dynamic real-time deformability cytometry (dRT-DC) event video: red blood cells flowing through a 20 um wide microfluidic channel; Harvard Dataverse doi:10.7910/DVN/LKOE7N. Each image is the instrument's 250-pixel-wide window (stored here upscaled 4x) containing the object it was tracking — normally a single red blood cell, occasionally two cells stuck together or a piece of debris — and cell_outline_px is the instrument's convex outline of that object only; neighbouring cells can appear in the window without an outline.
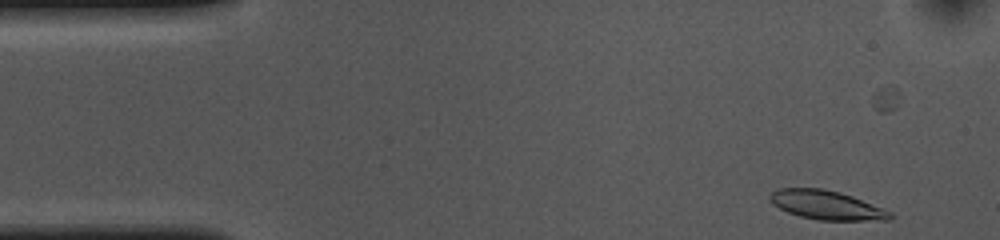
{"species": "common noctule bat (a hibernating species)", "species_latin": "Nyctalus noctula", "temperature_condition": "cold", "stored_images_in_passage": 44, "camera_frame_rate_fps": 3000, "um_per_image_px": 0.085, "animal": {"sex": "female", "body_mass_g": 10.0, "forearm_length_mm": 53.1}, "frame": {"image": 1, "passage_image": 2, "time_ms": 0.333, "image_size_px": [1000, 240], "cell_outline_px": [[892, 220], [820, 220], [800, 216], [788, 212], [772, 204], [768, 196], [772, 192], [780, 188], [820, 188], [840, 192], [852, 196], [884, 208], [892, 212]], "centroid_in_image_um": [70.27, 17.43], "position_along_channel_um": 14.7, "area_um2": 20.29}}
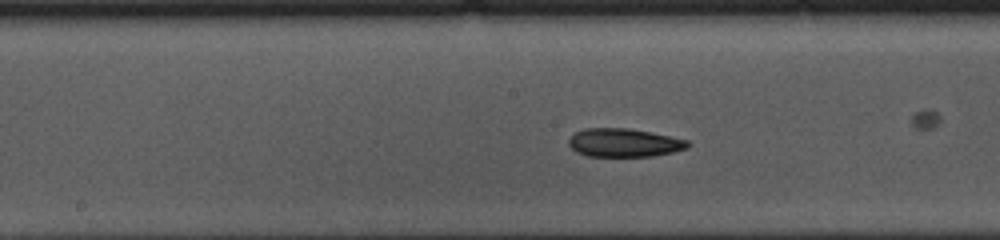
{"frame": {"image": 2, "passage_image": 24, "time_ms": 7.667, "image_size_px": [1000, 240], "cell_outline_px": [[692, 144], [688, 148], [672, 152], [652, 156], [588, 156], [576, 152], [568, 144], [568, 140], [576, 132], [584, 128], [628, 128], [672, 136], [688, 140]], "centroid_in_image_um": [53.07, 12.13], "position_along_channel_um": 195.1, "area_um2": 19.77}}
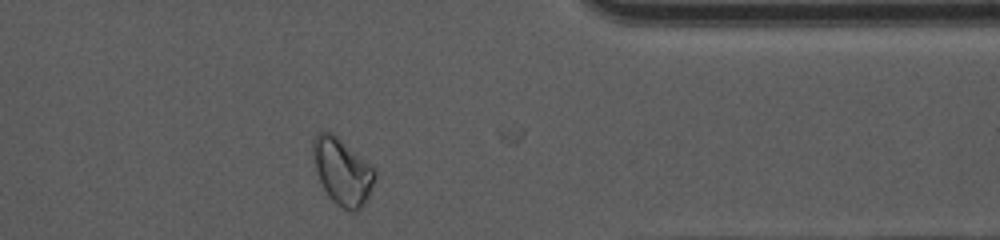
{"frame": {"image": 3, "passage_image": 41, "time_ms": 13.333, "image_size_px": [1000, 240], "cell_outline_px": [[376, 176], [368, 196], [364, 204], [356, 212], [348, 212], [336, 204], [328, 196], [320, 180], [312, 156], [312, 140], [320, 132], [332, 132], [368, 164], [376, 172]], "centroid_in_image_um": [29.07, 14.61], "position_along_channel_um": 382.3, "area_um2": 23.47}, "authors_computed_cell_mechanics": {"area_um2": 20.2878, "velocity_mm_per_s": 3.6071, "shape_relaxation_time_tau1_ms": 5.3277, "shape_relaxation_time_tau2_ms": 2.2727, "deformation_change_tau1": 0.106, "deformation_change_tau2": 0.0768}}